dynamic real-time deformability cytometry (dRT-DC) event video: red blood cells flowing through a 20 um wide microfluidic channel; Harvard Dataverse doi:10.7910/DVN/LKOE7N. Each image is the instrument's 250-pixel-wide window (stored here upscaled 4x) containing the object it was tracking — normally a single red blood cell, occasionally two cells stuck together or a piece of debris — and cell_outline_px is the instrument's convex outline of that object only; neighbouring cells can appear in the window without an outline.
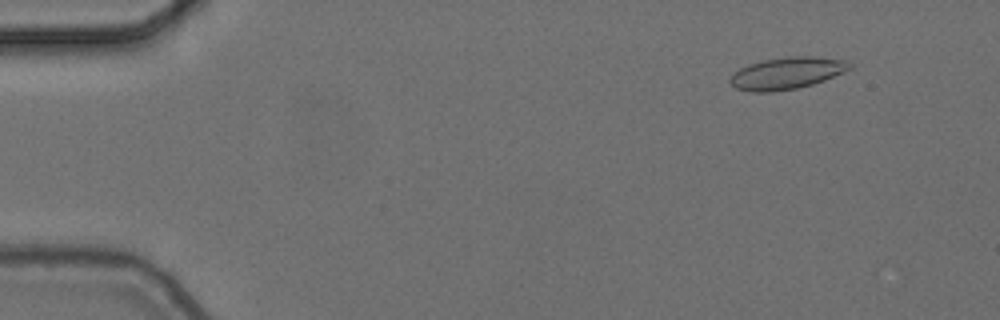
{"species": "common noctule bat (a hibernating species)", "species_latin": "Nyctalus noctula", "temperature_condition": "cold", "stored_images_in_passage": 4, "camera_frame_rate_fps": 3000, "um_per_image_px": 0.085, "animal": {"sex": "female", "body_mass_g": 24.6, "forearm_length_mm": 56.2}, "frame": {"image": 1, "passage_image": 1, "time_ms": 0.0, "image_size_px": [1000, 320], "cell_outline_px": [[856, 64], [852, 68], [824, 80], [812, 84], [796, 88], [772, 92], [752, 92], [736, 88], [728, 80], [732, 72], [748, 64], [764, 60], [788, 56], [812, 56], [848, 60]], "centroid_in_image_um": [66.89, 6.21], "position_along_channel_um": 18.1, "area_um2": 22.43}}
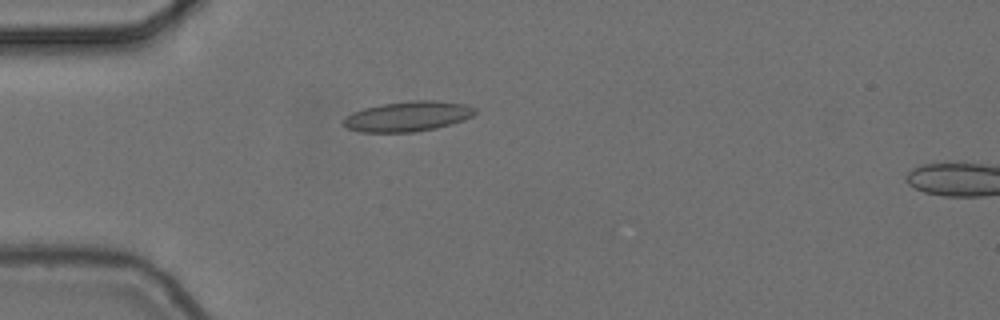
{"frame": {"image": 2, "passage_image": 4, "time_ms": 1.0, "image_size_px": [1000, 320], "cell_outline_px": [[476, 112], [472, 116], [464, 120], [436, 128], [412, 132], [360, 132], [348, 128], [344, 124], [344, 120], [352, 112], [364, 108], [380, 104], [412, 100], [432, 100], [464, 104], [476, 108]], "centroid_in_image_um": [34.68, 9.88], "position_along_channel_um": 50.3, "area_um2": 22.95}}